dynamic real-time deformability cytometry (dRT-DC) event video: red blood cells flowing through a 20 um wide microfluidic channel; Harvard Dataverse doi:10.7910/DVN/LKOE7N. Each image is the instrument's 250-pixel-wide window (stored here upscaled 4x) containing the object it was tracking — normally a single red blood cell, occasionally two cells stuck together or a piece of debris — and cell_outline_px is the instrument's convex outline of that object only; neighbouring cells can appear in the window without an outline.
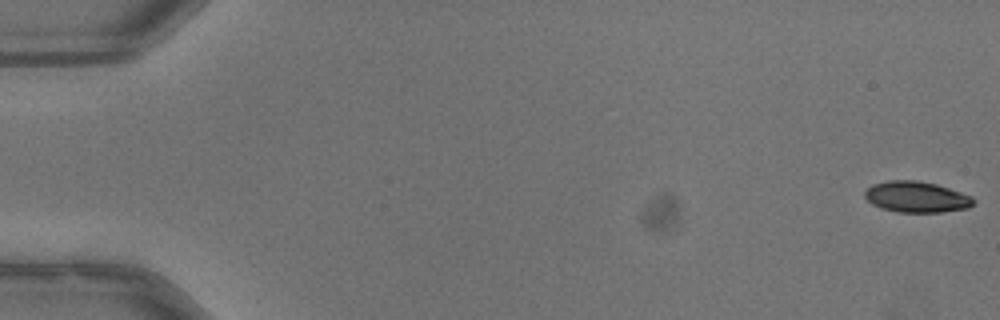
{"species": "common noctule bat (a hibernating species)", "species_latin": "Nyctalus noctula", "temperature_condition": "warm", "stored_images_in_passage": 9, "camera_frame_rate_fps": 3000, "um_per_image_px": 0.085, "animal": {"sex": "male", "body_mass_g": 13.3}, "frame": {"image": 1, "passage_image": 1, "time_ms": 0.0, "image_size_px": [1000, 320], "cell_outline_px": [[976, 204], [968, 208], [944, 212], [896, 212], [880, 208], [872, 204], [864, 196], [864, 192], [872, 184], [888, 180], [916, 180], [936, 184], [972, 196], [976, 200]], "centroid_in_image_um": [77.91, 16.74], "position_along_channel_um": 7.1, "area_um2": 19.83}}